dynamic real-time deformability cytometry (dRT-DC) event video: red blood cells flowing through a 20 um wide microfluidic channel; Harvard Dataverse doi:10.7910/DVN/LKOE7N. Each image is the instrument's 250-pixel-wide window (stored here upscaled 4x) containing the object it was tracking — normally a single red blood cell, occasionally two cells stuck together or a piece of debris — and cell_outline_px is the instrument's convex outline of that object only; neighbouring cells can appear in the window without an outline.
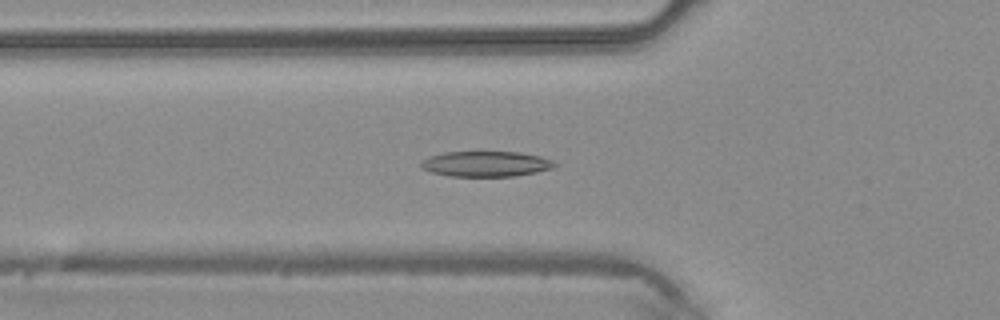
{"species": "common noctule bat (a hibernating species)", "species_latin": "Nyctalus noctula", "temperature_condition": "warm", "stored_images_in_passage": 40, "camera_frame_rate_fps": 3000, "um_per_image_px": 0.085, "animal": {"sex": "male", "body_mass_g": 20.4}, "frame": {"image": 1, "passage_image": 11, "time_ms": 3.333, "image_size_px": [1000, 320], "cell_outline_px": [[556, 164], [552, 168], [536, 172], [516, 176], [448, 176], [432, 172], [424, 168], [420, 164], [420, 160], [428, 156], [444, 152], [520, 152], [540, 156], [552, 160]], "centroid_in_image_um": [41.28, 13.92], "position_along_channel_um": 84.5, "area_um2": 19.77}}
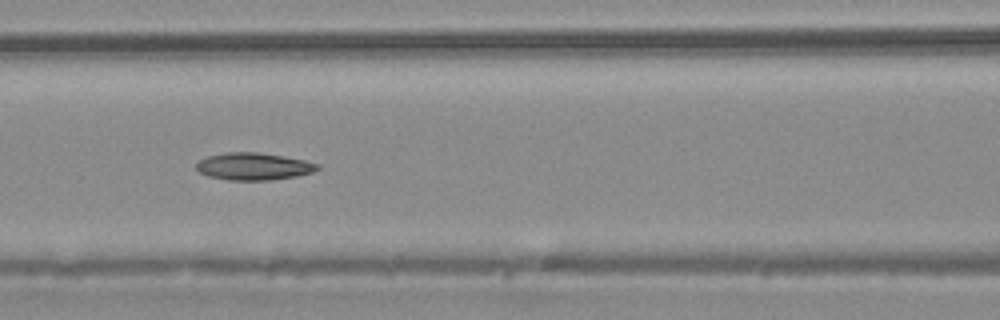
{"frame": {"image": 2, "passage_image": 15, "time_ms": 4.667, "image_size_px": [1000, 320], "cell_outline_px": [[320, 168], [312, 172], [296, 176], [268, 180], [228, 180], [208, 176], [200, 172], [196, 168], [196, 164], [200, 160], [208, 156], [228, 152], [256, 152], [284, 156], [304, 160], [320, 164]], "centroid_in_image_um": [21.56, 14.14], "position_along_channel_um": 145.0, "area_um2": 19.13}}
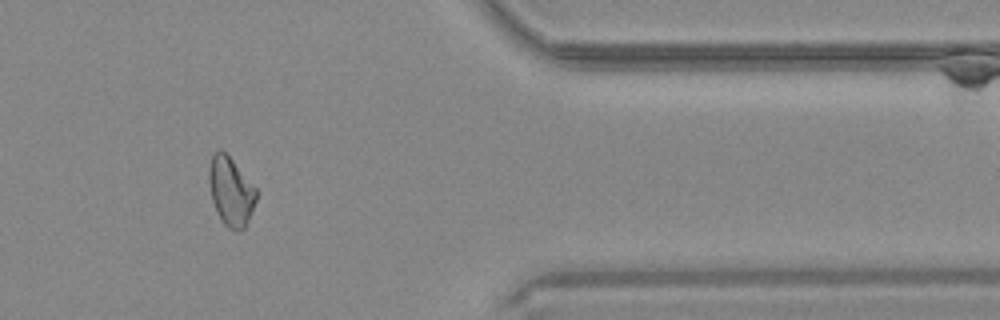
{"frame": {"image": 3, "passage_image": 33, "time_ms": 10.667, "image_size_px": [1000, 320], "cell_outline_px": [[256, 200], [248, 220], [244, 228], [228, 228], [224, 224], [216, 212], [212, 200], [208, 180], [208, 168], [212, 156], [220, 148], [232, 160], [256, 188]], "centroid_in_image_um": [19.59, 16.25], "position_along_channel_um": 391.8, "area_um2": 18.55}}